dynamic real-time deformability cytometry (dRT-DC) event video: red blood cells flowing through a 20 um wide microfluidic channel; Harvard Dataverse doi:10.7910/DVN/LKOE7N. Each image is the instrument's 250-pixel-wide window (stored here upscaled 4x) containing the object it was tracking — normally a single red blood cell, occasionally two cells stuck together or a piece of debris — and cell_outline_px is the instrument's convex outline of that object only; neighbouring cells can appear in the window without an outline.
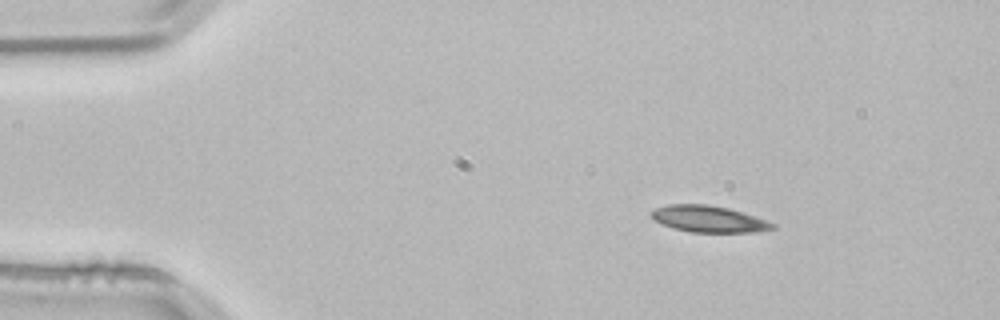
{"species": "common noctule bat (a hibernating species)", "species_latin": "Nyctalus noctula", "temperature_condition": "room temperature", "stored_images_in_passage": 3, "camera_frame_rate_fps": 3000, "um_per_image_px": 0.085, "animal": {"sex": "male", "body_mass_g": 21.5, "forearm_length_mm": 52.0}, "frame": {"image": 1, "passage_image": 1, "time_ms": 0.0, "image_size_px": [1000, 320], "cell_outline_px": [[776, 228], [756, 232], [688, 232], [672, 228], [656, 220], [652, 216], [652, 212], [656, 208], [668, 204], [708, 204], [728, 208], [776, 224]], "centroid_in_image_um": [60.24, 18.62], "position_along_channel_um": 24.8, "area_um2": 18.44}}
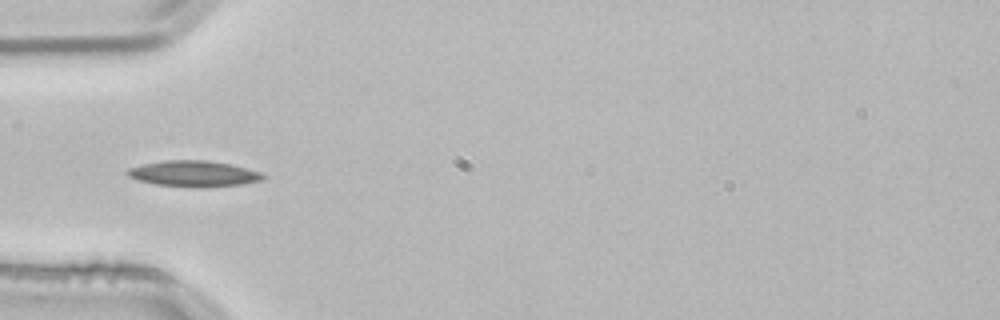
{"frame": {"image": 2, "passage_image": 3, "time_ms": 0.667, "image_size_px": [1000, 320], "cell_outline_px": [[268, 176], [264, 180], [244, 184], [156, 184], [136, 180], [128, 176], [124, 172], [128, 168], [144, 164], [164, 160], [208, 160], [228, 164], [260, 172]], "centroid_in_image_um": [16.43, 14.71], "position_along_channel_um": 68.6, "area_um2": 19.36}}